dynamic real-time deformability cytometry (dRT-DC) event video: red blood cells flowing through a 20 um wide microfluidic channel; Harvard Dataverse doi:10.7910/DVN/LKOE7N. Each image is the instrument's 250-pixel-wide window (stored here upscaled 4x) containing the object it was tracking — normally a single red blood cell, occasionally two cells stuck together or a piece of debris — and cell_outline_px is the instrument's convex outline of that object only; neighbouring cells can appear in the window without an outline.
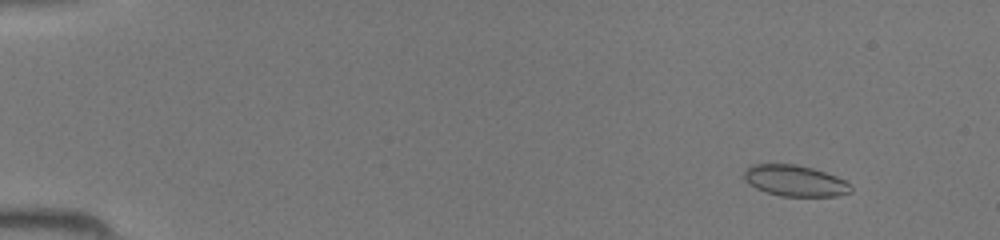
{"species": "common noctule bat (a hibernating species)", "species_latin": "Nyctalus noctula", "temperature_condition": "room temperature", "stored_images_in_passage": 47, "camera_frame_rate_fps": 3000, "um_per_image_px": 0.085, "animal": {"sex": "female", "body_mass_g": 19.5, "forearm_length_mm": 54.1}, "frame": {"image": 1, "passage_image": 5, "time_ms": 1.333, "image_size_px": [1000, 240], "cell_outline_px": [[852, 192], [836, 196], [780, 196], [756, 188], [748, 184], [744, 180], [744, 172], [752, 164], [796, 164], [812, 168], [836, 176], [844, 180], [852, 188]], "centroid_in_image_um": [67.56, 15.36], "position_along_channel_um": 17.4, "area_um2": 19.25}}
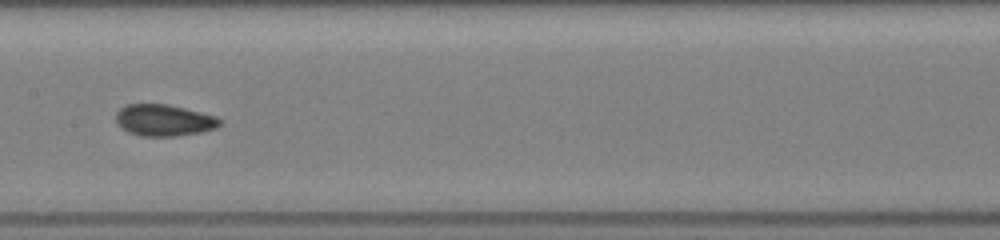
{"frame": {"image": 2, "passage_image": 25, "time_ms": 8.0, "image_size_px": [1000, 240], "cell_outline_px": [[220, 124], [216, 128], [200, 132], [176, 136], [140, 136], [128, 132], [116, 124], [116, 112], [120, 108], [128, 104], [168, 104], [216, 116], [220, 120]], "centroid_in_image_um": [13.9, 10.22], "position_along_channel_um": 193.5, "area_um2": 19.07}}
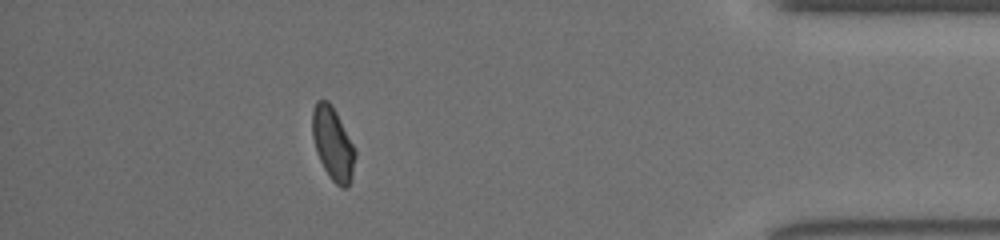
{"frame": {"image": 3, "passage_image": 42, "time_ms": 13.667, "image_size_px": [1000, 240], "cell_outline_px": [[356, 156], [352, 176], [348, 188], [340, 188], [332, 180], [324, 168], [316, 152], [312, 136], [312, 108], [316, 100], [328, 100], [332, 104], [356, 152]], "centroid_in_image_um": [28.28, 12.21], "position_along_channel_um": 406.9, "area_um2": 18.21}}